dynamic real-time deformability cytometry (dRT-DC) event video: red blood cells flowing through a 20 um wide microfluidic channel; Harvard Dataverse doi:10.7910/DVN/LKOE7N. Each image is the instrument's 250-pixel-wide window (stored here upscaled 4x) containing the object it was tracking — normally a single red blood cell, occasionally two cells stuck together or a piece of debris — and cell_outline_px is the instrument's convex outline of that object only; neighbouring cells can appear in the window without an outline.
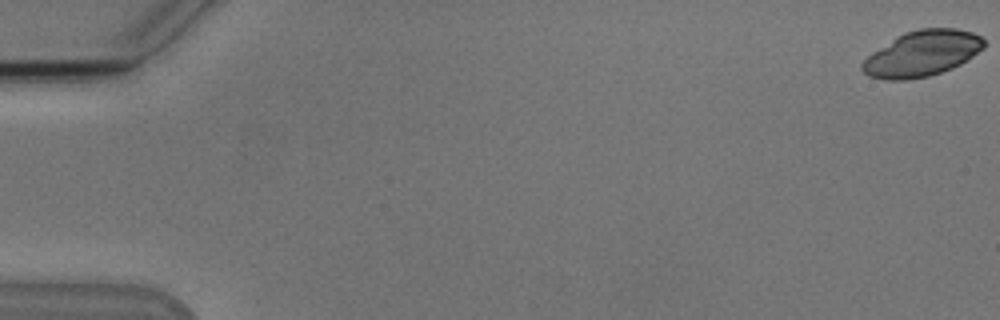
{"species": "Egyptian fruit bat (a non-hibernating species)", "species_latin": "Rousettus aegyptiacus", "temperature_condition": "cold", "stored_images_in_passage": 8, "camera_frame_rate_fps": 3000, "um_per_image_px": 0.085, "animal": {"sex": "male"}, "frame": {"image": 1, "passage_image": 1, "time_ms": 0.0, "image_size_px": [1000, 320], "cell_outline_px": [[984, 48], [968, 60], [952, 68], [928, 76], [908, 80], [884, 80], [868, 76], [860, 68], [860, 64], [872, 52], [904, 32], [920, 28], [956, 28], [972, 32], [980, 36], [984, 40]], "centroid_in_image_um": [78.37, 4.56], "position_along_channel_um": 6.6, "area_um2": 32.43}}